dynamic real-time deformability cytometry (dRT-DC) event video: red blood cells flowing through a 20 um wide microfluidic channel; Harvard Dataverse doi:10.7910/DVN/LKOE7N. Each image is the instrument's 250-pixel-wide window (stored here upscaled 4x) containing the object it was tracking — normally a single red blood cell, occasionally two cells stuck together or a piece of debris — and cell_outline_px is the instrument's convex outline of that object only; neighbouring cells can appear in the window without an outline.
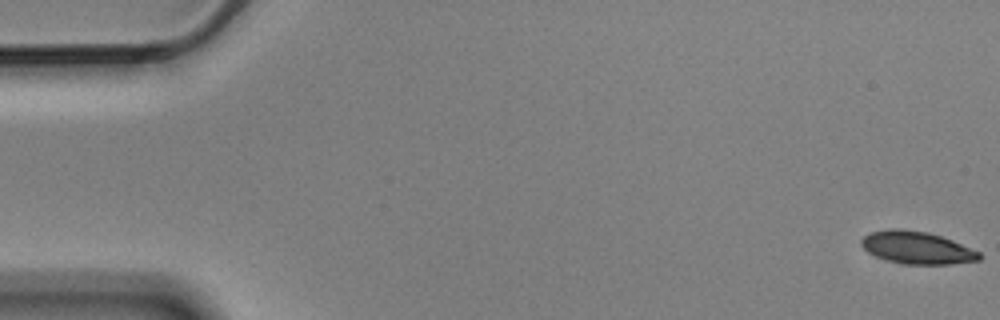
{"species": "Egyptian fruit bat (a non-hibernating species)", "species_latin": "Rousettus aegyptiacus", "temperature_condition": "cold", "stored_images_in_passage": 8, "camera_frame_rate_fps": 3000, "um_per_image_px": 0.085, "animal": {"sex": "male"}, "frame": {"image": 1, "passage_image": 1, "time_ms": 0.0, "image_size_px": [1000, 320], "cell_outline_px": [[980, 260], [948, 264], [904, 264], [888, 260], [876, 256], [868, 252], [860, 244], [860, 240], [864, 236], [872, 232], [892, 228], [900, 228], [928, 232], [952, 240], [980, 252]], "centroid_in_image_um": [77.92, 21.04], "position_along_channel_um": 7.1, "area_um2": 22.14}}
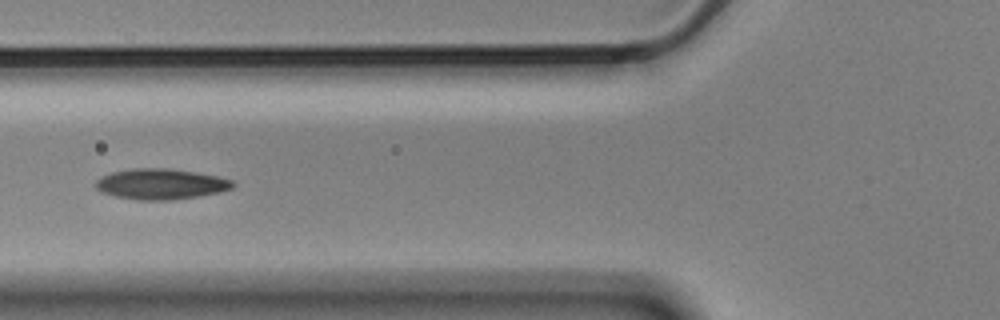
{"frame": {"image": 2, "passage_image": 7, "time_ms": 2.0, "image_size_px": [1000, 320], "cell_outline_px": [[236, 184], [232, 188], [220, 192], [200, 196], [172, 200], [136, 200], [116, 196], [100, 192], [96, 188], [96, 180], [100, 176], [112, 172], [132, 168], [172, 168], [196, 172], [216, 176], [232, 180]], "centroid_in_image_um": [13.66, 15.64], "position_along_channel_um": 112.1, "area_um2": 24.68}}
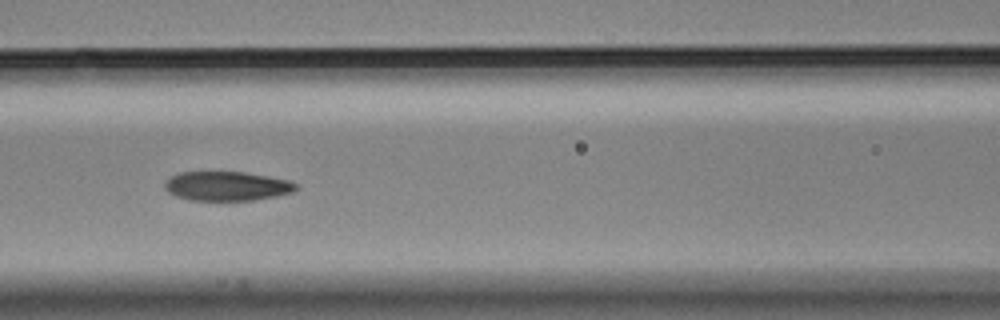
{"frame": {"image": 3, "passage_image": 8, "time_ms": 2.333, "image_size_px": [1000, 320], "cell_outline_px": [[296, 188], [292, 192], [276, 196], [252, 200], [188, 200], [176, 196], [168, 192], [164, 188], [164, 184], [172, 176], [180, 172], [244, 172], [268, 176], [288, 180], [296, 184]], "centroid_in_image_um": [19.26, 15.82], "position_along_channel_um": 147.3, "area_um2": 22.2}}